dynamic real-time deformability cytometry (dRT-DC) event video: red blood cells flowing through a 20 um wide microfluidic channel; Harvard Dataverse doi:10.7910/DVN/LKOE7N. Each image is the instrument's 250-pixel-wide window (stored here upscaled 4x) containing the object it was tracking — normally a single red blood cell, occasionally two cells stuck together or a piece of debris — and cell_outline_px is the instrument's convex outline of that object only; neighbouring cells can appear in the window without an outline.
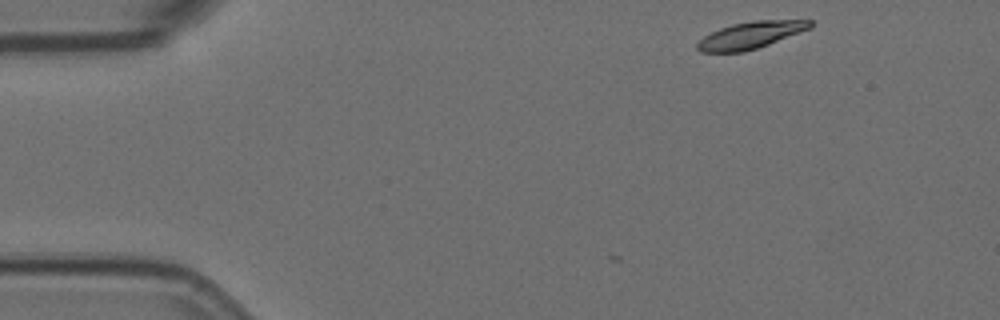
{"species": "Egyptian fruit bat (a non-hibernating species)", "species_latin": "Rousettus aegyptiacus", "temperature_condition": "room temperature", "stored_images_in_passage": 3, "camera_frame_rate_fps": 3000, "um_per_image_px": 0.085, "animal": {"sex": "female"}, "frame": {"image": 1, "passage_image": 1, "time_ms": 0.0, "image_size_px": [1000, 320], "cell_outline_px": [[812, 24], [808, 28], [768, 44], [744, 52], [700, 52], [696, 48], [696, 44], [704, 36], [720, 28], [732, 24], [756, 20], [812, 20]], "centroid_in_image_um": [63.73, 2.99], "position_along_channel_um": 21.3, "area_um2": 17.28}}